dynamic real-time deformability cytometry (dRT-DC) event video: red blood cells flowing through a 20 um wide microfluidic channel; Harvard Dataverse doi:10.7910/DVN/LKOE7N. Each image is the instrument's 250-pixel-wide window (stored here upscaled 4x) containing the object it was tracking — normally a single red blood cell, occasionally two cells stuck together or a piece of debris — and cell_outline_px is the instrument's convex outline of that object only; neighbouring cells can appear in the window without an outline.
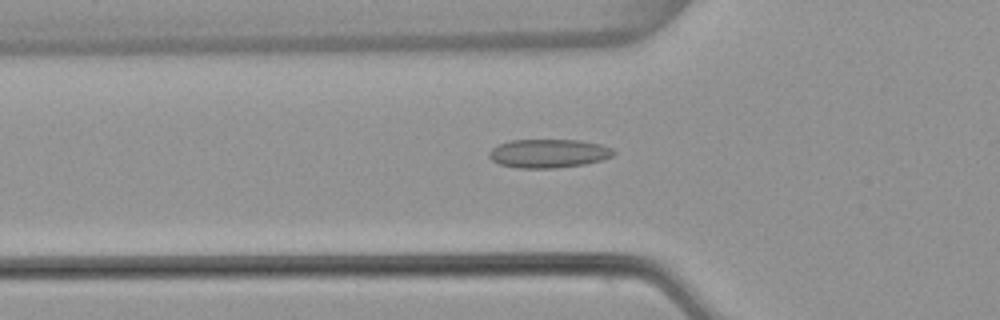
{"species": "common noctule bat (a hibernating species)", "species_latin": "Nyctalus noctula", "temperature_condition": "warm", "stored_images_in_passage": 53, "camera_frame_rate_fps": 3000, "um_per_image_px": 0.085, "animal": {"sex": "female", "body_mass_g": 22.7, "forearm_length_mm": 54.2}, "frame": {"image": 1, "passage_image": 18, "time_ms": 5.667, "image_size_px": [1000, 320], "cell_outline_px": [[616, 152], [612, 156], [600, 160], [584, 164], [556, 168], [516, 168], [500, 164], [492, 160], [488, 156], [488, 152], [492, 148], [500, 144], [512, 140], [580, 140], [600, 144], [612, 148]], "centroid_in_image_um": [46.62, 13.04], "position_along_channel_um": 79.2, "area_um2": 20.75}}
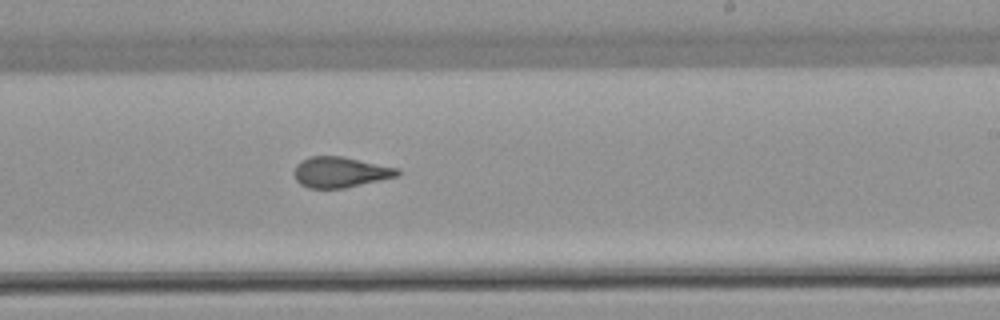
{"frame": {"image": 2, "passage_image": 32, "time_ms": 10.333, "image_size_px": [1000, 320], "cell_outline_px": [[400, 176], [344, 188], [308, 188], [300, 184], [296, 180], [292, 172], [296, 164], [300, 160], [308, 156], [344, 156], [400, 168]], "centroid_in_image_um": [28.92, 14.62], "position_along_channel_um": 260.1, "area_um2": 18.84}}
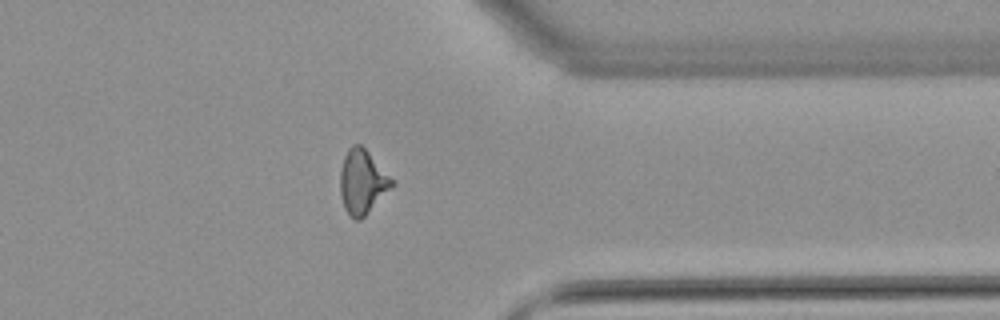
{"frame": {"image": 3, "passage_image": 42, "time_ms": 13.667, "image_size_px": [1000, 320], "cell_outline_px": [[392, 184], [364, 216], [360, 220], [356, 220], [344, 208], [340, 192], [340, 168], [344, 156], [348, 148], [352, 144], [360, 144], [368, 152], [392, 180]], "centroid_in_image_um": [30.72, 15.42], "position_along_channel_um": 380.7, "area_um2": 18.5}, "authors_computed_cell_mechanics": {"area_um2": 18.8428, "velocity_mm_per_s": 3.8678, "shape_relaxation_time_tau1_ms": null, "shape_relaxation_time_tau2_ms": 1.2683, "deformation_change_tau1": null, "deformation_change_tau2": 0.083}}